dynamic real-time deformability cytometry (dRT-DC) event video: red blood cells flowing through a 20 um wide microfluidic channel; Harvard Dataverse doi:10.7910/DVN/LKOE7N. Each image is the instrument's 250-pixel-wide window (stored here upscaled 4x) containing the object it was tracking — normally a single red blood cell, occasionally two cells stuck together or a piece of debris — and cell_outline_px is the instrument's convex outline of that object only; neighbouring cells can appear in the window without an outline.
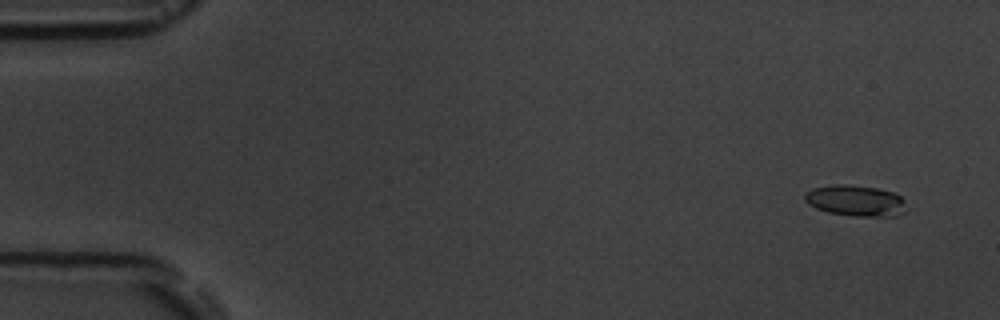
{"species": "common noctule bat (a hibernating species)", "species_latin": "Nyctalus noctula", "temperature_condition": "room temperature", "stored_images_in_passage": 5, "camera_frame_rate_fps": 3000, "um_per_image_px": 0.085, "animal": {"sex": "male", "body_mass_g": 19.5, "forearm_length_mm": 54.6}, "frame": {"image": 1, "passage_image": 1, "time_ms": 0.0, "image_size_px": [1000, 320], "cell_outline_px": [[904, 212], [896, 216], [856, 216], [828, 212], [816, 208], [808, 204], [804, 200], [804, 192], [812, 188], [836, 184], [848, 184], [876, 188], [892, 192], [900, 196], [904, 200]], "centroid_in_image_um": [72.68, 17.05], "position_along_channel_um": 12.3, "area_um2": 18.32}}
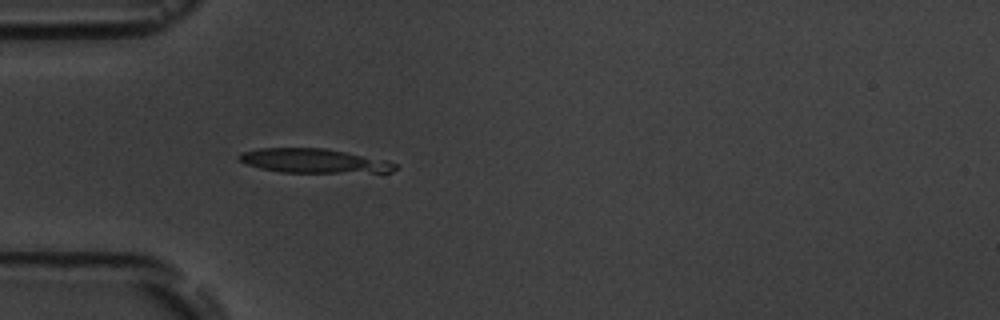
{"frame": {"image": 2, "passage_image": 5, "time_ms": 4.667, "image_size_px": [1000, 320], "cell_outline_px": [[396, 168], [392, 172], [280, 172], [260, 168], [248, 164], [240, 160], [236, 156], [240, 152], [260, 148], [324, 148], [384, 160], [396, 164]], "centroid_in_image_um": [26.6, 13.67], "position_along_channel_um": 58.4, "area_um2": 21.62}}